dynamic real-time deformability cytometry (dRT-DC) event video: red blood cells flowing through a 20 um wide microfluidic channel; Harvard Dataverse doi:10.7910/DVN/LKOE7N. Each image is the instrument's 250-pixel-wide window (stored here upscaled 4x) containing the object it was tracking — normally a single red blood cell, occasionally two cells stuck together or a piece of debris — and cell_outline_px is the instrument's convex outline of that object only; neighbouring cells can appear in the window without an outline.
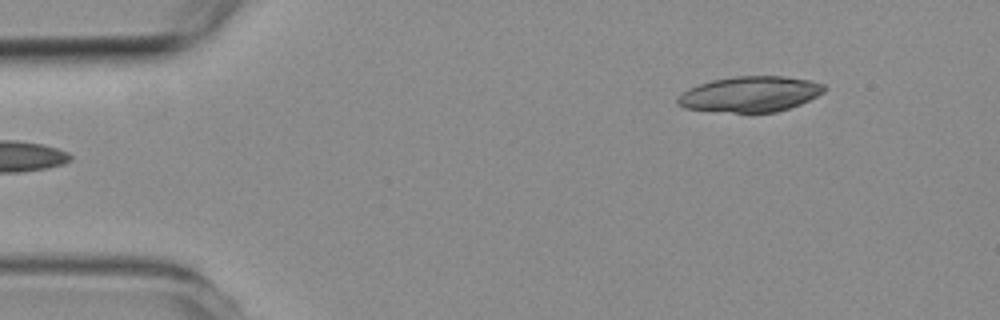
{"species": "common noctule bat (a hibernating species)", "species_latin": "Nyctalus noctula", "temperature_condition": "room temperature", "stored_images_in_passage": 4, "segment_of_instrument_passage": [2, 2], "camera_frame_rate_fps": 3000, "um_per_image_px": 0.085, "animal": {"sex": "female", "body_mass_g": 19.3, "forearm_length_mm": 54.1}, "frame": {"image": 1, "passage_image": 4, "time_ms": 3.333, "image_size_px": [1000, 320], "cell_outline_px": [[828, 88], [824, 92], [800, 104], [776, 112], [732, 112], [684, 108], [676, 104], [676, 96], [688, 88], [712, 80], [736, 76], [784, 76], [812, 80], [824, 84]], "centroid_in_image_um": [63.76, 7.99], "position_along_channel_um": 21.2, "area_um2": 30.4}}